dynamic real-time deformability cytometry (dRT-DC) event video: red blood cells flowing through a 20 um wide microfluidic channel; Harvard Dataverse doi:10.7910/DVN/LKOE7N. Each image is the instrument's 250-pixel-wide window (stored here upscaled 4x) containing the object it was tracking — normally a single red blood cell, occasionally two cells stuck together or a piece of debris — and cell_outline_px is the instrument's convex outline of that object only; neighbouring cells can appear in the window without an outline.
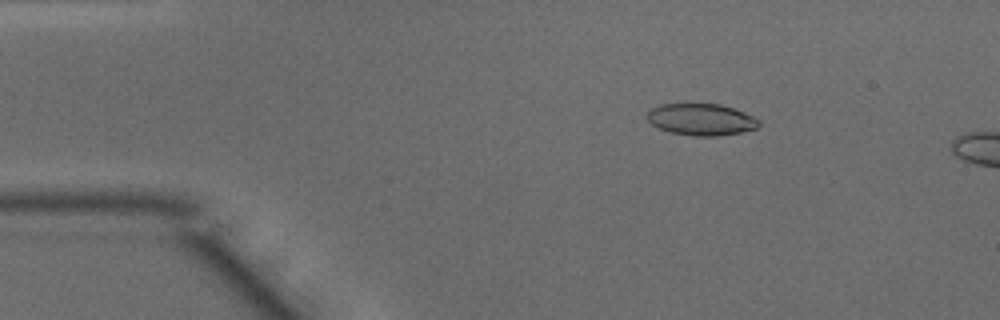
{"species": "common noctule bat (a hibernating species)", "species_latin": "Nyctalus noctula", "temperature_condition": "warm", "stored_images_in_passage": 5, "camera_frame_rate_fps": 3000, "um_per_image_px": 0.085, "animal": {"sex": "male", "body_mass_g": 15.6}, "frame": {"image": 1, "passage_image": 2, "time_ms": 0.333, "image_size_px": [1000, 320], "cell_outline_px": [[760, 124], [756, 128], [740, 132], [716, 136], [692, 136], [672, 132], [660, 128], [652, 124], [648, 120], [648, 112], [652, 108], [660, 104], [688, 100], [720, 104], [744, 112], [760, 120]], "centroid_in_image_um": [59.57, 10.09], "position_along_channel_um": 25.4, "area_um2": 21.27}}